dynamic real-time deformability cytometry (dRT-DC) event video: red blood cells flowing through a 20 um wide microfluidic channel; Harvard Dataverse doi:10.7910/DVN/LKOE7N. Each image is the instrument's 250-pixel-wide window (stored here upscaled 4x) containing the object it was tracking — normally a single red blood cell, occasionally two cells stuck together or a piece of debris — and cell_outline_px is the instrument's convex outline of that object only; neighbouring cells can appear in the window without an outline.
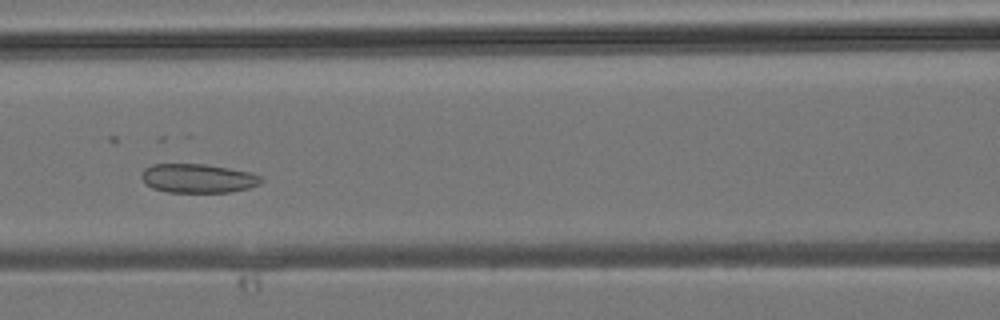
{"species": "common noctule bat (a hibernating species)", "species_latin": "Nyctalus noctula", "temperature_condition": "room temperature", "stored_images_in_passage": 32, "camera_frame_rate_fps": 3000, "um_per_image_px": 0.085, "animal": {"sex": "male", "body_mass_g": 19.2, "forearm_length_mm": 51.8}, "frame": {"image": 1, "passage_image": 10, "time_ms": 3.0, "image_size_px": [1000, 320], "cell_outline_px": [[264, 180], [260, 184], [248, 188], [228, 192], [168, 192], [152, 188], [140, 176], [144, 168], [152, 164], [204, 164], [252, 172], [260, 176]], "centroid_in_image_um": [16.84, 15.15], "position_along_channel_um": 149.8, "area_um2": 20.17}}
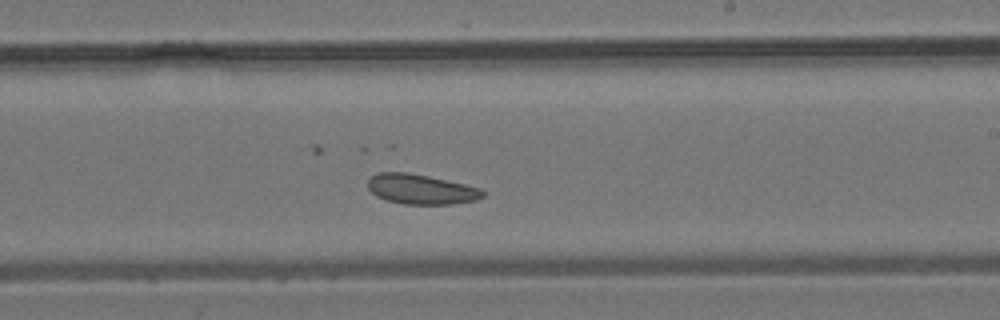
{"frame": {"image": 2, "passage_image": 16, "time_ms": 5.0, "image_size_px": [1000, 320], "cell_outline_px": [[484, 196], [476, 200], [452, 204], [404, 204], [388, 200], [376, 196], [368, 188], [368, 180], [376, 172], [408, 172], [428, 176], [464, 184], [480, 188], [484, 192]], "centroid_in_image_um": [35.77, 16.08], "position_along_channel_um": 253.2, "area_um2": 19.94}}
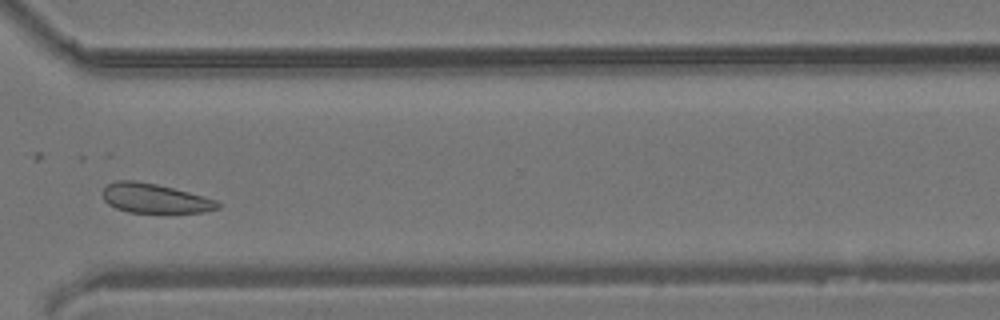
{"frame": {"image": 3, "passage_image": 22, "time_ms": 7.0, "image_size_px": [1000, 320], "cell_outline_px": [[220, 208], [204, 212], [128, 212], [116, 208], [108, 204], [104, 200], [100, 192], [108, 184], [116, 180], [136, 180], [156, 184], [204, 196], [216, 200], [220, 204]], "centroid_in_image_um": [13.11, 16.85], "position_along_channel_um": 357.5, "area_um2": 19.71}}